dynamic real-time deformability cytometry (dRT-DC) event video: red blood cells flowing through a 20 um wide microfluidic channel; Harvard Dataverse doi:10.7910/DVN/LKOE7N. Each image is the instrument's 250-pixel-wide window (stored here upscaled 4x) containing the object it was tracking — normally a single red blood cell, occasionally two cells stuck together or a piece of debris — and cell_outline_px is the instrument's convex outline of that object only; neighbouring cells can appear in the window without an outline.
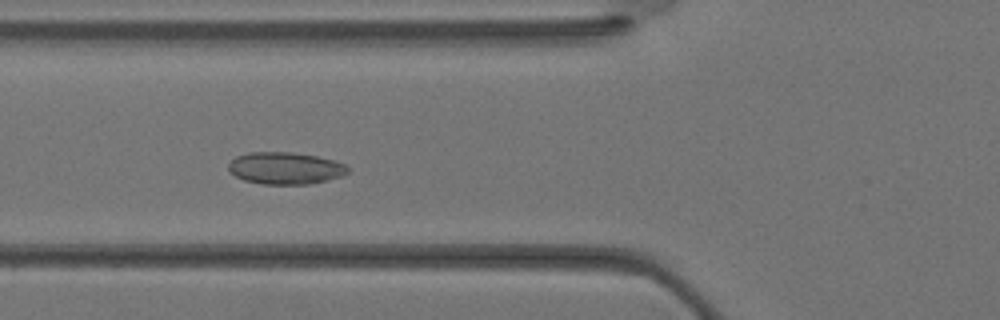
{"species": "Egyptian fruit bat (a non-hibernating species)", "species_latin": "Rousettus aegyptiacus", "temperature_condition": "warm", "stored_images_in_passage": 35, "camera_frame_rate_fps": 3000, "um_per_image_px": 0.085, "animal": {"sex": "female"}, "frame": {"image": 1, "passage_image": 11, "time_ms": 3.333, "image_size_px": [1000, 320], "cell_outline_px": [[348, 172], [340, 176], [328, 180], [308, 184], [264, 184], [244, 180], [236, 176], [228, 168], [228, 164], [236, 156], [248, 152], [292, 152], [316, 156], [336, 160], [344, 164], [348, 168]], "centroid_in_image_um": [24.25, 14.29], "position_along_channel_um": 101.5, "area_um2": 22.2}}
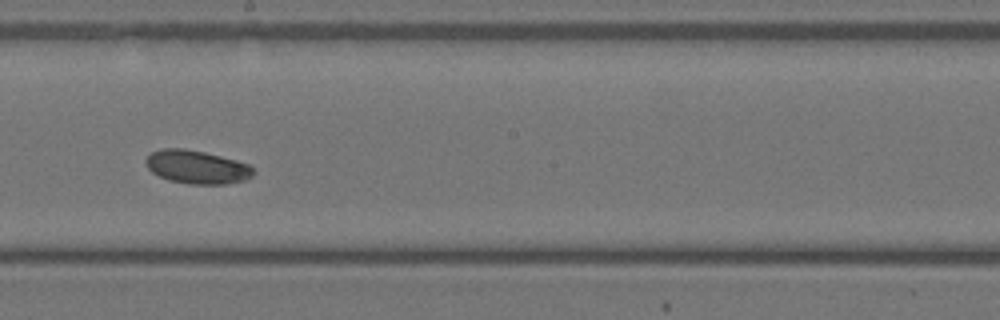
{"frame": {"image": 2, "passage_image": 18, "time_ms": 5.667, "image_size_px": [1000, 320], "cell_outline_px": [[256, 172], [252, 176], [244, 180], [224, 184], [188, 184], [168, 180], [152, 172], [148, 168], [144, 160], [152, 152], [160, 148], [184, 148], [204, 152], [236, 160], [248, 164]], "centroid_in_image_um": [16.72, 14.19], "position_along_channel_um": 231.5, "area_um2": 20.92}}
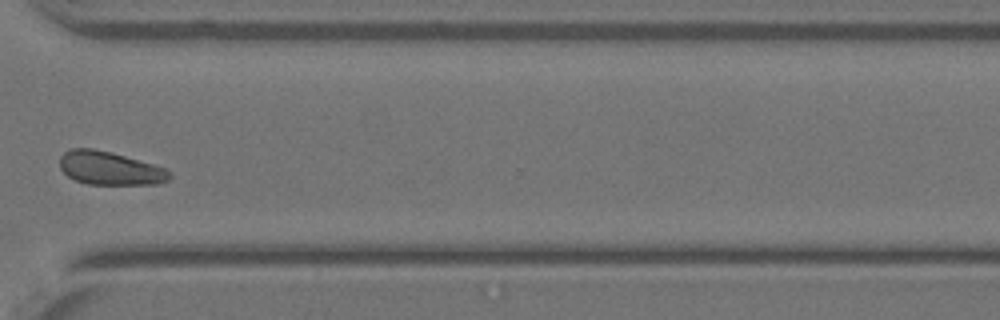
{"frame": {"image": 3, "passage_image": 25, "time_ms": 8.0, "image_size_px": [1000, 320], "cell_outline_px": [[172, 176], [168, 180], [156, 184], [88, 184], [76, 180], [68, 176], [60, 168], [60, 156], [64, 152], [72, 148], [92, 148], [112, 152], [152, 164], [164, 168], [172, 172]], "centroid_in_image_um": [9.33, 14.3], "position_along_channel_um": 361.3, "area_um2": 21.27}}